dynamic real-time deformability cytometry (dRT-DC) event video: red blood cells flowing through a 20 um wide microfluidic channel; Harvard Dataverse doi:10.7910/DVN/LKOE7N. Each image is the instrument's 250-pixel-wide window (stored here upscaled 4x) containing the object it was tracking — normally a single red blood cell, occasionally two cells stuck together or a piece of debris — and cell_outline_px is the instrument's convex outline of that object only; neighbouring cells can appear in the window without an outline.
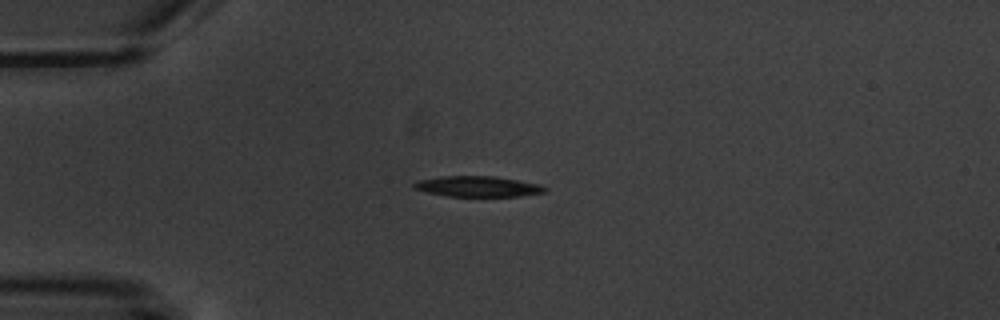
{"species": "common noctule bat (a hibernating species)", "species_latin": "Nyctalus noctula", "temperature_condition": "warm", "stored_images_in_passage": 1, "camera_frame_rate_fps": 3000, "um_per_image_px": 0.085, "animal": {"sex": "male", "body_mass_g": 20.1, "forearm_length_mm": 53.5}, "frame": {"image": 1, "passage_image": 1, "time_ms": 0.0, "image_size_px": [1000, 320], "cell_outline_px": [[548, 188], [544, 192], [520, 196], [448, 196], [428, 192], [412, 188], [412, 184], [416, 180], [440, 176], [496, 176], [540, 184]], "centroid_in_image_um": [40.59, 15.84], "position_along_channel_um": 44.4, "area_um2": 15.78}}